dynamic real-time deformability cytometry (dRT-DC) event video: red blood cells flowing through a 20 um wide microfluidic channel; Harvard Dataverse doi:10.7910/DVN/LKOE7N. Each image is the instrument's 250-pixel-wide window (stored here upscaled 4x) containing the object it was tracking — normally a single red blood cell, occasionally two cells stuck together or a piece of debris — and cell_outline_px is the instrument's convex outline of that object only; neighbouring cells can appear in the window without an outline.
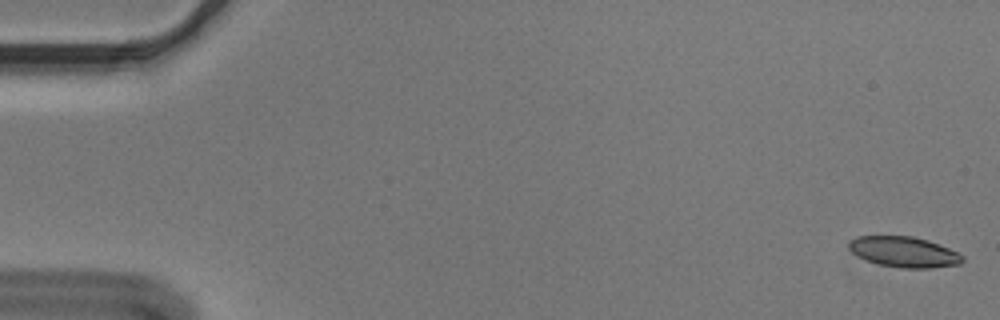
{"species": "Egyptian fruit bat (a non-hibernating species)", "species_latin": "Rousettus aegyptiacus", "temperature_condition": "cold", "stored_images_in_passage": 55, "camera_frame_rate_fps": 3000, "um_per_image_px": 0.085, "animal": {"sex": "male"}, "frame": {"image": 1, "passage_image": 1, "time_ms": 0.0, "image_size_px": [1000, 320], "cell_outline_px": [[964, 260], [960, 264], [932, 268], [900, 268], [880, 264], [864, 260], [856, 256], [848, 248], [848, 240], [856, 236], [912, 236], [928, 240], [948, 248], [964, 256]], "centroid_in_image_um": [76.8, 21.41], "position_along_channel_um": 8.2, "area_um2": 20.4}}
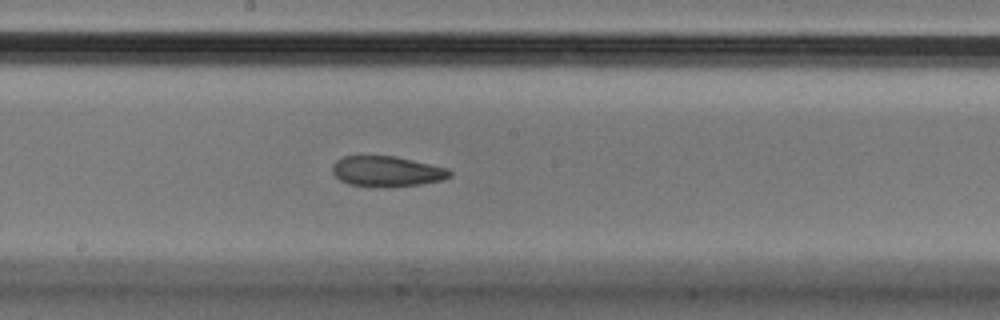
{"frame": {"image": 2, "passage_image": 30, "time_ms": 9.667, "image_size_px": [1000, 320], "cell_outline_px": [[452, 176], [444, 180], [420, 184], [388, 188], [372, 188], [348, 184], [340, 180], [332, 172], [332, 164], [336, 160], [344, 156], [396, 156], [448, 168], [452, 172]], "centroid_in_image_um": [32.88, 14.59], "position_along_channel_um": 215.3, "area_um2": 21.33}}
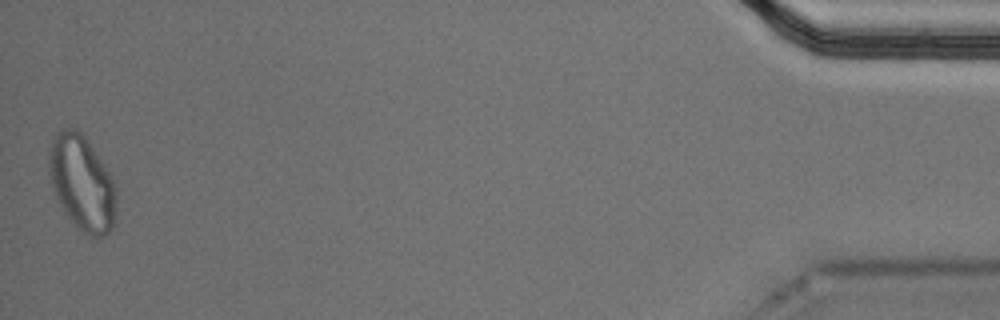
{"frame": {"image": 3, "passage_image": 55, "time_ms": 18.0, "image_size_px": [1000, 320], "cell_outline_px": [[116, 224], [104, 236], [96, 240], [88, 236], [76, 228], [64, 212], [56, 196], [52, 184], [48, 164], [48, 152], [52, 136], [60, 128], [76, 128], [84, 136], [112, 176], [116, 188]], "centroid_in_image_um": [6.98, 15.59], "position_along_channel_um": 428.2, "area_um2": 37.92}, "authors_computed_cell_mechanics": {"area_um2": 21.675, "velocity_mm_per_s": 3.6034, "shape_relaxation_time_tau1_ms": 10.9537, "shape_relaxation_time_tau2_ms": 3.956, "deformation_change_tau1": 0.1986, "deformation_change_tau2": 0.0825}}